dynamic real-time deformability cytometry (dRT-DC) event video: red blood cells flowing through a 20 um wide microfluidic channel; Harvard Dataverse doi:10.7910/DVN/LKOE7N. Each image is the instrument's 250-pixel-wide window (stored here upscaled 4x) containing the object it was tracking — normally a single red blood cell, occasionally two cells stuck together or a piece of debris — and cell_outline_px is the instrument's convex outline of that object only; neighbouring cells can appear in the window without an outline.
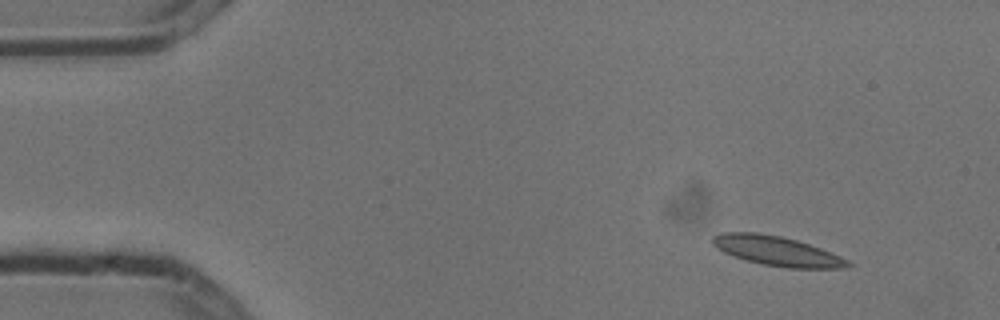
{"species": "common noctule bat (a hibernating species)", "species_latin": "Nyctalus noctula", "temperature_condition": "cold", "stored_images_in_passage": 4, "camera_frame_rate_fps": 3000, "um_per_image_px": 0.085, "animal": {"sex": "male", "body_mass_g": 13.3}, "frame": {"image": 1, "passage_image": 1, "time_ms": 0.0, "image_size_px": [1000, 320], "cell_outline_px": [[852, 264], [848, 268], [784, 268], [760, 264], [724, 252], [716, 248], [712, 244], [712, 236], [724, 232], [756, 232], [780, 236], [796, 240], [820, 248], [840, 256], [848, 260]], "centroid_in_image_um": [66.04, 21.34], "position_along_channel_um": 19.0, "area_um2": 23.18}}
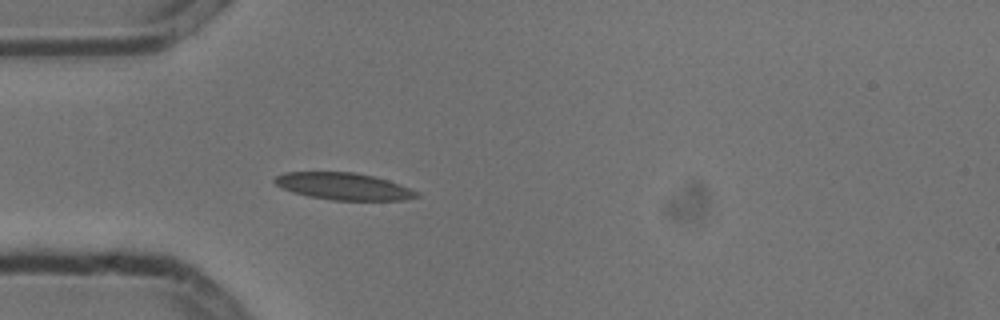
{"frame": {"image": 2, "passage_image": 4, "time_ms": 1.0, "image_size_px": [1000, 320], "cell_outline_px": [[420, 196], [404, 200], [332, 200], [308, 196], [292, 192], [276, 184], [272, 180], [276, 176], [284, 172], [352, 172], [372, 176], [388, 180], [420, 192]], "centroid_in_image_um": [29.21, 15.84], "position_along_channel_um": 55.8, "area_um2": 22.25}}